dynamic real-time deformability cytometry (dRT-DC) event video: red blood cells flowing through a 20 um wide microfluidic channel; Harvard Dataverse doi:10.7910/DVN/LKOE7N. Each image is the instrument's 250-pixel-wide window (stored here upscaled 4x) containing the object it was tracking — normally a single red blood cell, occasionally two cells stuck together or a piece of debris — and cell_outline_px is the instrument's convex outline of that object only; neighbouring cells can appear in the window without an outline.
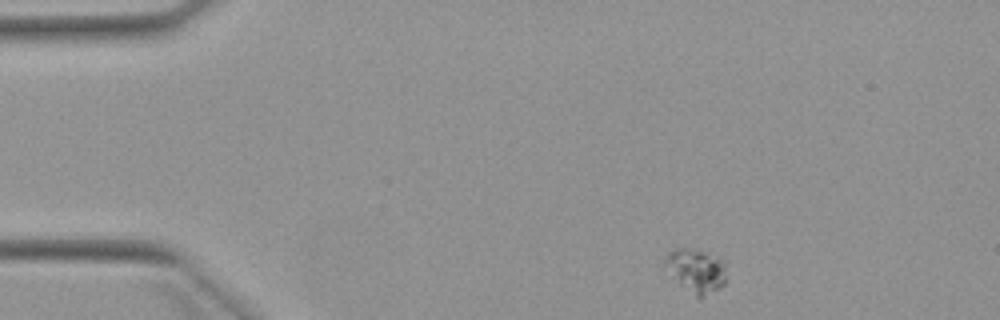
{"species": "Egyptian fruit bat (a non-hibernating species)", "species_latin": "Rousettus aegyptiacus", "temperature_condition": "warm", "stored_images_in_passage": 3, "camera_frame_rate_fps": 3000, "um_per_image_px": 0.085, "animal": {"sex": "female"}, "frame": {"image": 1, "passage_image": 1, "time_ms": 0.0, "image_size_px": [1000, 320], "cell_outline_px": [[728, 280], [720, 288], [700, 300], [680, 284], [664, 268], [664, 256], [668, 252], [676, 248], [692, 248], [720, 256], [724, 260]], "centroid_in_image_um": [59.2, 23.0], "position_along_channel_um": 25.8, "area_um2": 16.3}}